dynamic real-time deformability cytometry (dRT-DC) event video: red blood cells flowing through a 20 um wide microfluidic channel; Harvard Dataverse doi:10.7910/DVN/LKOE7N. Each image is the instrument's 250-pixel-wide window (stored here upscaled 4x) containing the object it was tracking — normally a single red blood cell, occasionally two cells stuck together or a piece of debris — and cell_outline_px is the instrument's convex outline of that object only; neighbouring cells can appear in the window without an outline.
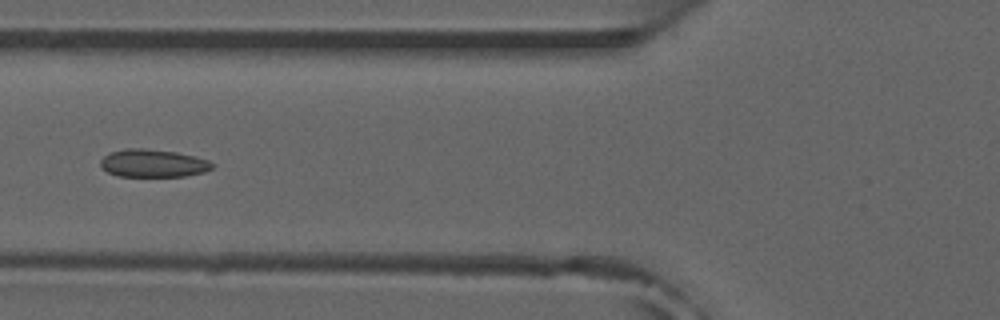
{"species": "common noctule bat (a hibernating species)", "species_latin": "Nyctalus noctula", "temperature_condition": "room temperature", "stored_images_in_passage": 38, "camera_frame_rate_fps": 3000, "um_per_image_px": 0.085, "animal": {"sex": "male", "forearm_length_mm": 52.5}, "frame": {"image": 1, "passage_image": 6, "time_ms": 1.667, "image_size_px": [1000, 320], "cell_outline_px": [[216, 164], [212, 168], [204, 172], [184, 176], [120, 176], [108, 172], [100, 168], [100, 160], [108, 152], [124, 148], [144, 148], [176, 152], [196, 156], [208, 160]], "centroid_in_image_um": [13.0, 13.86], "position_along_channel_um": 112.8, "area_um2": 18.32}, "authors_computed_cell_mechanics": {"area_um2": 17.7446, "velocity_mm_per_s": 3.9127, "shape_relaxation_time_tau1_ms": null, "shape_relaxation_time_tau2_ms": 2.0658, "deformation_change_tau1": null, "deformation_change_tau2": 0.0657}}